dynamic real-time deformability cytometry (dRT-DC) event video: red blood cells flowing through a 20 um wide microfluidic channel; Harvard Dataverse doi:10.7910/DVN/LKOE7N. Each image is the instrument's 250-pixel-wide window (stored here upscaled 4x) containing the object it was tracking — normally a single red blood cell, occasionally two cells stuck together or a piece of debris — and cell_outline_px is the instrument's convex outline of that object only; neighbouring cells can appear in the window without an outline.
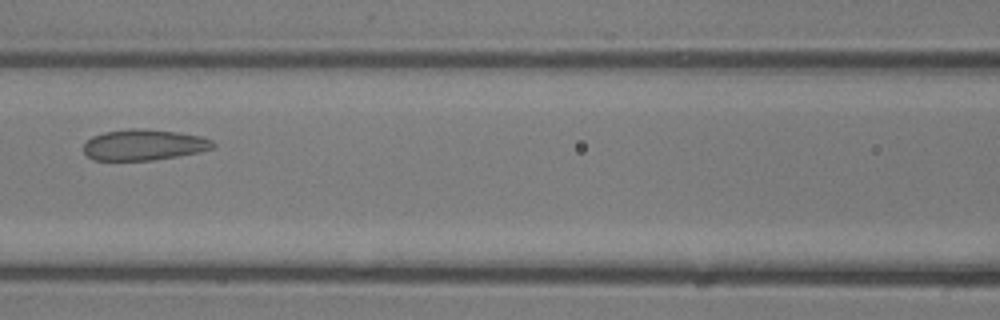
{"species": "common noctule bat (a hibernating species)", "species_latin": "Nyctalus noctula", "temperature_condition": "room temperature", "stored_images_in_passage": 9, "camera_frame_rate_fps": 3000, "um_per_image_px": 0.085, "animal": {"sex": "male", "body_mass_g": 13.3}, "frame": {"image": 1, "passage_image": 7, "time_ms": 2.0, "image_size_px": [1000, 320], "cell_outline_px": [[216, 144], [212, 148], [200, 152], [152, 160], [92, 160], [84, 152], [84, 144], [92, 136], [104, 132], [132, 128], [140, 128], [176, 132], [200, 136], [212, 140]], "centroid_in_image_um": [12.22, 12.31], "position_along_channel_um": 154.4, "area_um2": 23.18}}